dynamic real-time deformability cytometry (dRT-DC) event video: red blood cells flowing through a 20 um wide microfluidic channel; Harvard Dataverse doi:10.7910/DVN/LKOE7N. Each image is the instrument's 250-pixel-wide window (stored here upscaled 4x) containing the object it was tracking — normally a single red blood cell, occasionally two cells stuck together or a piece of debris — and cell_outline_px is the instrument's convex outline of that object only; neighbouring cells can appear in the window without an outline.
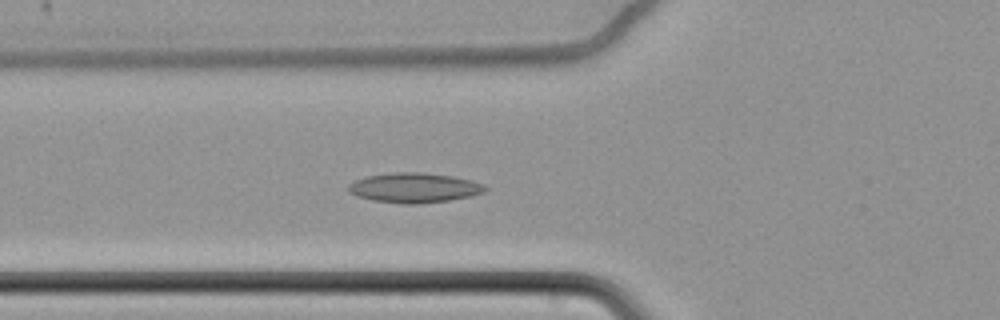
{"species": "common noctule bat (a hibernating species)", "species_latin": "Nyctalus noctula", "temperature_condition": "cold", "stored_images_in_passage": 8, "camera_frame_rate_fps": 3000, "um_per_image_px": 0.085, "animal": {"sex": "female", "body_mass_g": 22.7, "forearm_length_mm": 54.2}, "frame": {"image": 1, "passage_image": 8, "time_ms": 2.333, "image_size_px": [1000, 320], "cell_outline_px": [[488, 188], [484, 192], [468, 196], [448, 200], [416, 204], [404, 204], [372, 200], [356, 196], [348, 192], [348, 184], [356, 180], [368, 176], [392, 172], [420, 172], [452, 176], [472, 180], [484, 184]], "centroid_in_image_um": [35.19, 15.95], "position_along_channel_um": 90.6, "area_um2": 23.7}}